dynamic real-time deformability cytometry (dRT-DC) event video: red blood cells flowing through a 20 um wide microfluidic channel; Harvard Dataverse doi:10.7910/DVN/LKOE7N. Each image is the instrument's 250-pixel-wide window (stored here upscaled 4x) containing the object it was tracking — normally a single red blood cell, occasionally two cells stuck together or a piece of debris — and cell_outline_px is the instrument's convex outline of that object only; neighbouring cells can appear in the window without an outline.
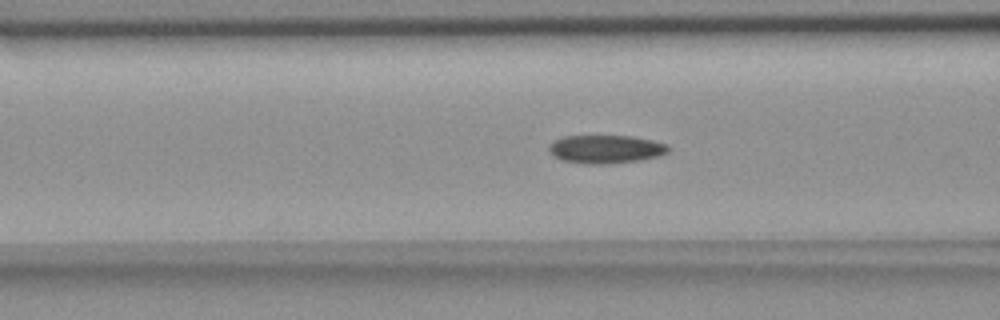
{"species": "common noctule bat (a hibernating species)", "species_latin": "Nyctalus noctula", "temperature_condition": "room temperature", "stored_images_in_passage": 38, "camera_frame_rate_fps": 3000, "um_per_image_px": 0.085, "animal": {"sex": "female", "body_mass_g": 18.4}, "frame": {"image": 1, "passage_image": 11, "time_ms": 3.333, "image_size_px": [1000, 320], "cell_outline_px": [[668, 152], [660, 156], [640, 160], [612, 164], [584, 164], [560, 160], [552, 156], [548, 152], [548, 144], [564, 136], [632, 136], [652, 140], [668, 144]], "centroid_in_image_um": [51.46, 12.69], "position_along_channel_um": 115.1, "area_um2": 20.0}}
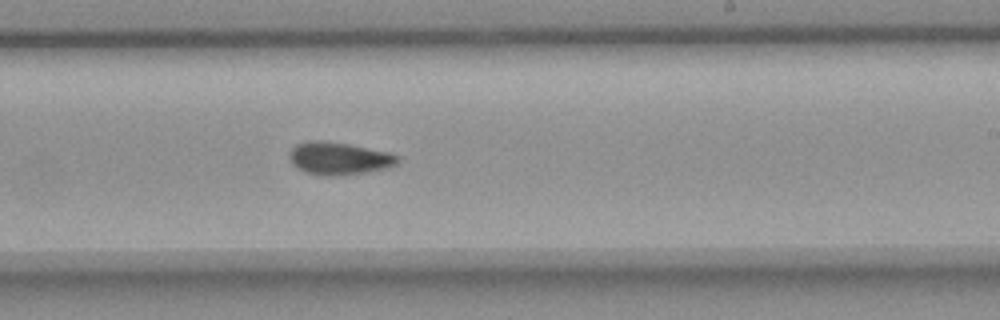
{"frame": {"image": 2, "passage_image": 23, "time_ms": 7.333, "image_size_px": [1000, 320], "cell_outline_px": [[400, 160], [396, 164], [388, 168], [368, 172], [340, 176], [320, 176], [304, 172], [292, 164], [288, 156], [288, 152], [296, 144], [308, 140], [324, 140], [348, 144], [388, 152], [400, 156]], "centroid_in_image_um": [28.79, 13.47], "position_along_channel_um": 260.2, "area_um2": 20.98}}
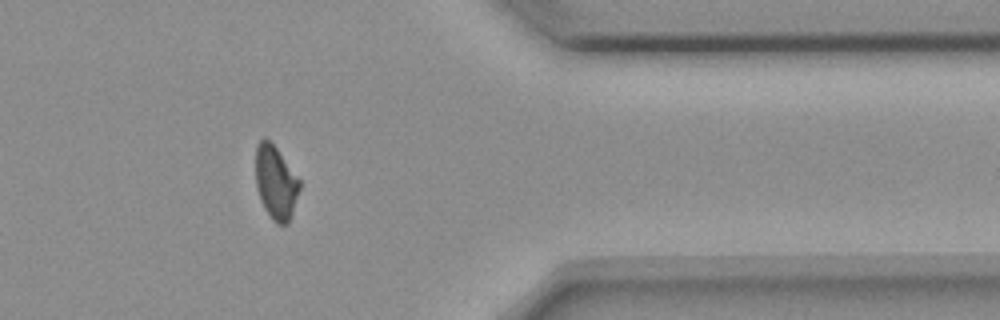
{"frame": {"image": 3, "passage_image": 35, "time_ms": 11.333, "image_size_px": [1000, 320], "cell_outline_px": [[300, 188], [288, 224], [276, 224], [272, 220], [264, 208], [260, 200], [256, 188], [256, 144], [264, 136], [276, 148], [300, 180]], "centroid_in_image_um": [23.42, 15.52], "position_along_channel_um": 388.0, "area_um2": 18.73}, "authors_computed_cell_mechanics": {"area_um2": 19.9988, "velocity_mm_per_s": 3.6434, "shape_relaxation_time_tau1_ms": null, "shape_relaxation_time_tau2_ms": 4.3574, "deformation_change_tau1": null, "deformation_change_tau2": 0.0932}}